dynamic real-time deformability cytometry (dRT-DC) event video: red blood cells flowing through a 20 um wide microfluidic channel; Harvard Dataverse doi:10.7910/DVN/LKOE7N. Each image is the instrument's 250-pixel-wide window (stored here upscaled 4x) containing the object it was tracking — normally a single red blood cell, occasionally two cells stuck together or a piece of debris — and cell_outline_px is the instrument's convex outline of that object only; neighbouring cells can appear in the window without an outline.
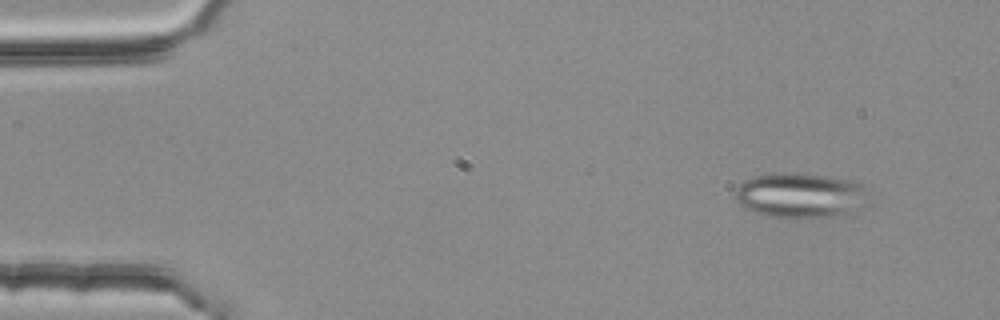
{"species": "common noctule bat (a hibernating species)", "species_latin": "Nyctalus noctula", "temperature_condition": "room temperature", "stored_images_in_passage": 3, "camera_frame_rate_fps": 3000, "um_per_image_px": 0.085, "animal": {"sex": "female", "body_mass_g": 25.1}, "frame": {"image": 1, "passage_image": 1, "time_ms": 0.0, "image_size_px": [1000, 320], "cell_outline_px": [[860, 192], [840, 212], [824, 216], [796, 220], [772, 216], [756, 212], [744, 208], [736, 200], [736, 188], [744, 180], [752, 176], [776, 172], [792, 172], [828, 176], [852, 180], [860, 184]], "centroid_in_image_um": [67.67, 16.55], "position_along_channel_um": 17.3, "area_um2": 32.95}}